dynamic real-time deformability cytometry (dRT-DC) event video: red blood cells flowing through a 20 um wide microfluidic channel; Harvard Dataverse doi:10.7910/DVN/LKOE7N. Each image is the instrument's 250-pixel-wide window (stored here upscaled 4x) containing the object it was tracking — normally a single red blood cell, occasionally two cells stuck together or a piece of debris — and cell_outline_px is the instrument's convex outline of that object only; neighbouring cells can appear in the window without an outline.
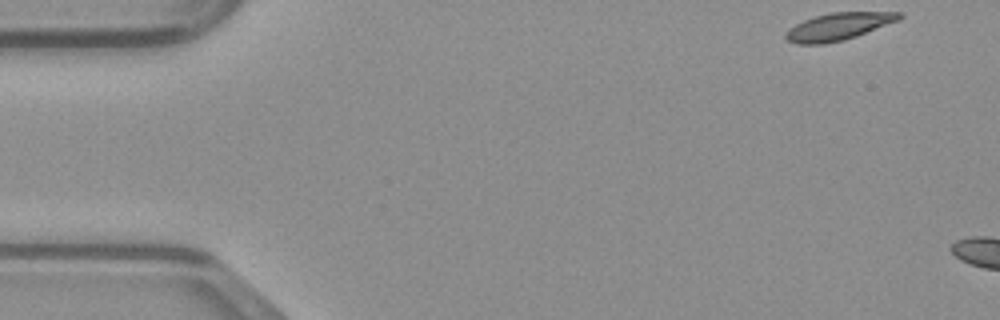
{"species": "common noctule bat (a hibernating species)", "species_latin": "Nyctalus noctula", "temperature_condition": "warm", "stored_images_in_passage": 7, "camera_frame_rate_fps": 3000, "um_per_image_px": 0.085, "animal": {"sex": "male", "body_mass_g": 23.1, "forearm_length_mm": 52.7}, "frame": {"image": 1, "passage_image": 1, "time_ms": 0.0, "image_size_px": [1000, 320], "cell_outline_px": [[904, 16], [900, 20], [856, 36], [844, 40], [824, 44], [796, 44], [788, 40], [784, 36], [784, 32], [788, 28], [812, 16], [832, 12], [904, 12]], "centroid_in_image_um": [71.26, 2.25], "position_along_channel_um": 13.7, "area_um2": 18.26}}